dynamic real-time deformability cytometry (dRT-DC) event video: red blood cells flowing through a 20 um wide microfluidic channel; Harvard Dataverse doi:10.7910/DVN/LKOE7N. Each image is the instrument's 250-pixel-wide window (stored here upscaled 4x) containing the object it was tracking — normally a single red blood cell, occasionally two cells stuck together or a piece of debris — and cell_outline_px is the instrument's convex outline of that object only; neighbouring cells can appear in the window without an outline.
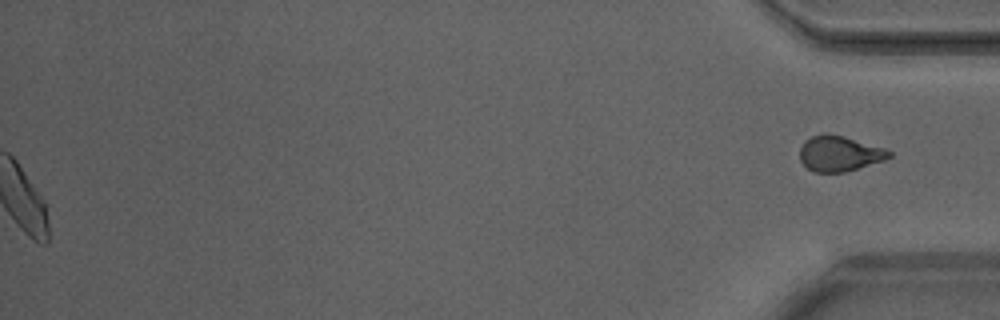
{"species": "Egyptian fruit bat (a non-hibernating species)", "species_latin": "Rousettus aegyptiacus", "temperature_condition": "warm", "stored_images_in_passage": 41, "segment_of_instrument_passage": [2, 2], "camera_frame_rate_fps": 3000, "um_per_image_px": 0.085, "animal": {"sex": "male"}, "frame": {"image": 1, "passage_image": 41, "time_ms": 13.333, "image_size_px": [1000, 320], "cell_outline_px": [[892, 156], [884, 160], [844, 172], [812, 172], [800, 160], [800, 148], [804, 140], [812, 136], [824, 132], [844, 136], [884, 148], [892, 152]], "centroid_in_image_um": [71.33, 13.04], "position_along_channel_um": 363.9, "area_um2": 18.44}}